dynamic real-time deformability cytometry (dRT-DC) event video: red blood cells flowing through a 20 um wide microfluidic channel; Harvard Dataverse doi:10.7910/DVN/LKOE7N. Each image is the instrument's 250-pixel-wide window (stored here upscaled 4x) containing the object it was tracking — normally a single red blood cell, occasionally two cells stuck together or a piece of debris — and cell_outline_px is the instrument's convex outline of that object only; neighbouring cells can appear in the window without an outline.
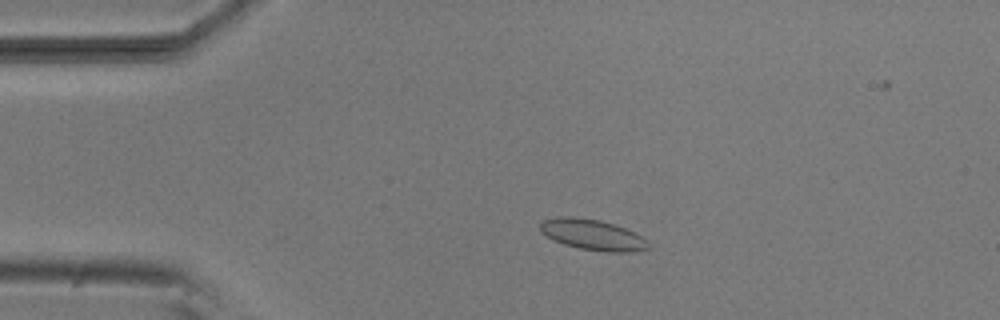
{"species": "common noctule bat (a hibernating species)", "species_latin": "Nyctalus noctula", "temperature_condition": "room temperature", "stored_images_in_passage": 53, "camera_frame_rate_fps": 3000, "um_per_image_px": 0.085, "animal": {"sex": "male", "body_mass_g": 20.5, "forearm_length_mm": 52.5}, "frame": {"image": 1, "passage_image": 10, "time_ms": 3.0, "image_size_px": [1000, 320], "cell_outline_px": [[652, 248], [632, 252], [604, 252], [580, 248], [564, 244], [540, 232], [540, 220], [560, 216], [572, 216], [600, 220], [636, 232], [648, 240]], "centroid_in_image_um": [50.41, 19.95], "position_along_channel_um": 34.6, "area_um2": 19.54}}
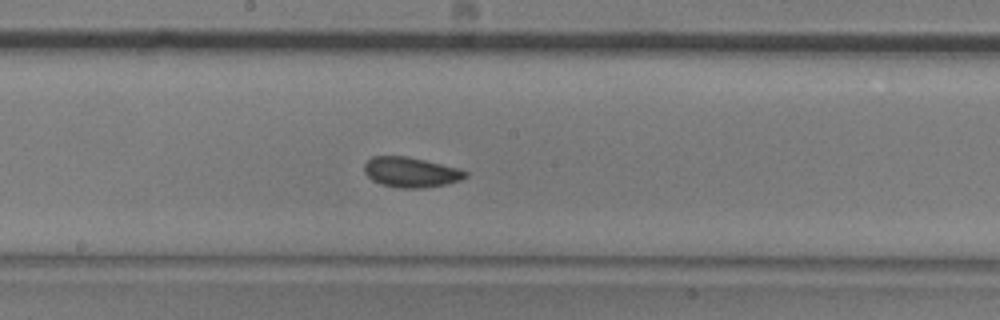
{"frame": {"image": 2, "passage_image": 27, "time_ms": 8.667, "image_size_px": [1000, 320], "cell_outline_px": [[468, 176], [460, 180], [444, 184], [420, 188], [396, 188], [380, 184], [372, 180], [364, 172], [364, 164], [372, 156], [408, 156], [456, 168], [468, 172]], "centroid_in_image_um": [34.88, 14.64], "position_along_channel_um": 213.3, "area_um2": 17.63}}
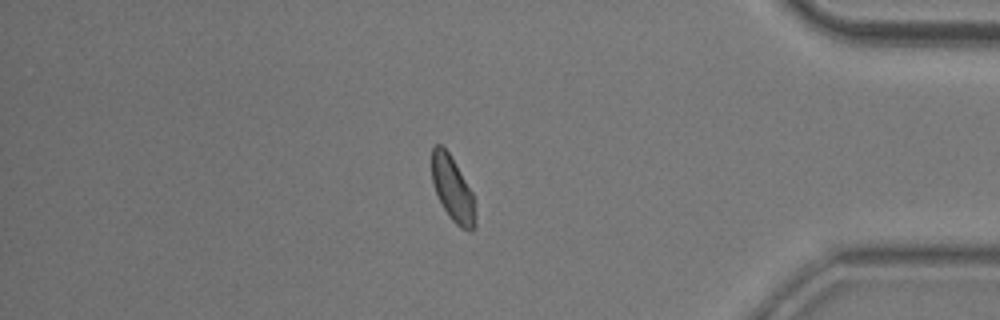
{"frame": {"image": 3, "passage_image": 44, "time_ms": 14.333, "image_size_px": [1000, 320], "cell_outline_px": [[476, 224], [472, 232], [468, 232], [460, 228], [448, 216], [432, 184], [432, 148], [436, 144], [440, 144], [448, 152], [472, 192], [476, 216]], "centroid_in_image_um": [38.48, 16.13], "position_along_channel_um": 396.7, "area_um2": 16.3}, "authors_computed_cell_mechanics": {"area_um2": 17.5134, "velocity_mm_per_s": 3.8122, "shape_relaxation_time_tau1_ms": 4.2087, "shape_relaxation_time_tau2_ms": 1.2765, "deformation_change_tau1": 0.0589, "deformation_change_tau2": 0.0562}}